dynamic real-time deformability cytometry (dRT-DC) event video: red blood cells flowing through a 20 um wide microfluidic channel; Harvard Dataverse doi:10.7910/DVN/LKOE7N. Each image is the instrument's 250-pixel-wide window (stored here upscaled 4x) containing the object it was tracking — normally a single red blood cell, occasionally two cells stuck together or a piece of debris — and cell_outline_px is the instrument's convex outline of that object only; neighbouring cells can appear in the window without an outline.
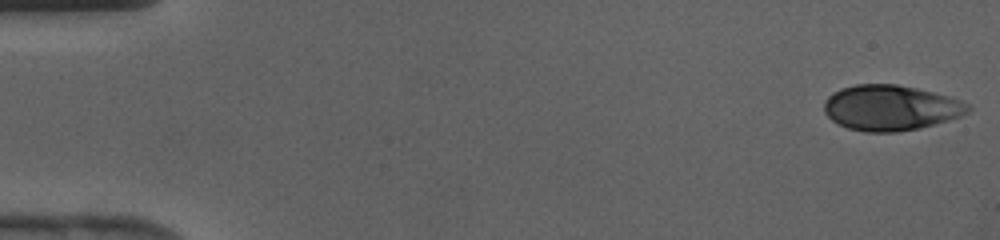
{"species": "human", "species_latin": "Homo sapiens", "temperature_condition": "cold", "stored_images_in_passage": 42, "camera_frame_rate_fps": 3000, "um_per_image_px": 0.085, "donor": {"sex": "female"}, "frame": {"image": 1, "passage_image": 1, "time_ms": 0.0, "image_size_px": [1000, 240], "cell_outline_px": [[972, 108], [968, 112], [960, 116], [948, 120], [920, 128], [896, 132], [864, 132], [848, 128], [832, 120], [824, 112], [824, 100], [832, 92], [840, 88], [856, 84], [896, 84], [916, 88], [948, 96], [960, 100], [968, 104]], "centroid_in_image_um": [75.68, 9.16], "position_along_channel_um": 9.3, "area_um2": 38.09}}
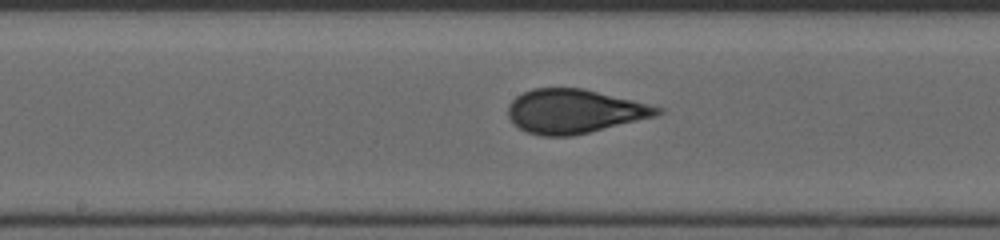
{"frame": {"image": 2, "passage_image": 22, "time_ms": 7.0, "image_size_px": [1000, 240], "cell_outline_px": [[664, 112], [656, 116], [572, 136], [540, 136], [528, 132], [512, 124], [508, 116], [508, 104], [516, 96], [532, 88], [584, 88], [664, 108]], "centroid_in_image_um": [48.79, 9.46], "position_along_channel_um": 199.4, "area_um2": 38.26}}
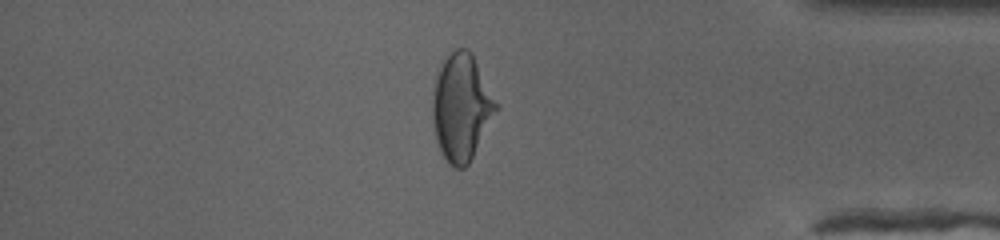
{"frame": {"image": 3, "passage_image": 36, "time_ms": 11.667, "image_size_px": [1000, 240], "cell_outline_px": [[500, 108], [468, 164], [464, 168], [456, 168], [448, 164], [440, 152], [436, 140], [432, 120], [432, 92], [436, 76], [444, 60], [456, 48], [468, 48], [472, 52]], "centroid_in_image_um": [39.22, 9.14], "position_along_channel_um": 396.0, "area_um2": 39.82}}